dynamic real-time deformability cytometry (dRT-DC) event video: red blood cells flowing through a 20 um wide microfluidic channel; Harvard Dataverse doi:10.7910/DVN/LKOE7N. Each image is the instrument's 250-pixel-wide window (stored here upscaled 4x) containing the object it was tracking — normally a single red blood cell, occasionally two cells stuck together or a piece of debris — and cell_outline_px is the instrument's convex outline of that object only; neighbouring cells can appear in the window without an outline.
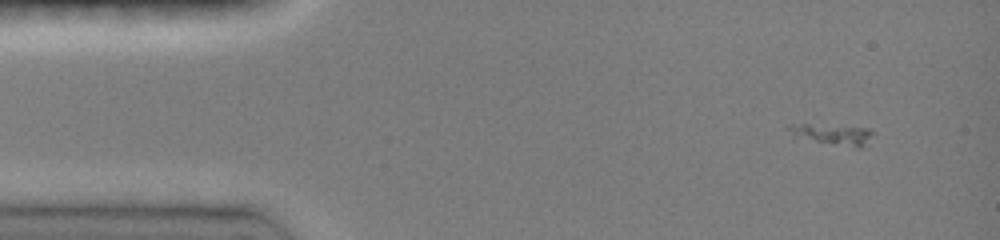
{"species": "common noctule bat (a hibernating species)", "species_latin": "Nyctalus noctula", "temperature_condition": "room temperature", "stored_images_in_passage": 10, "camera_frame_rate_fps": 3000, "um_per_image_px": 0.085, "animal": {"sex": "female", "body_mass_g": 19.0, "forearm_length_mm": 51.5}, "frame": {"image": 1, "passage_image": 2, "time_ms": 0.667, "image_size_px": [1000, 240], "cell_outline_px": [[872, 132], [860, 148], [856, 148], [792, 140], [788, 128], [788, 124], [808, 124], [868, 128]], "centroid_in_image_um": [70.54, 11.46], "position_along_channel_um": 14.5, "area_um2": 10.58}}
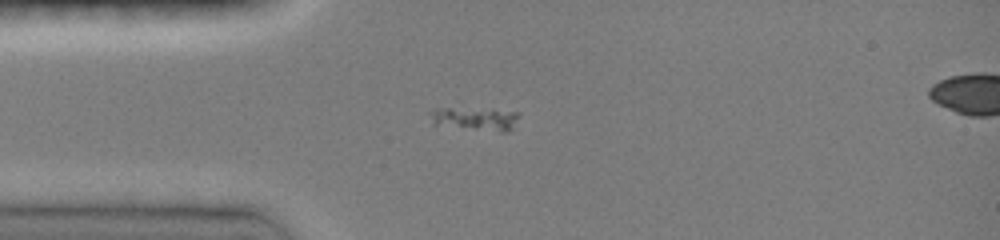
{"frame": {"image": 2, "passage_image": 7, "time_ms": 3.333, "image_size_px": [1000, 240], "cell_outline_px": [[520, 116], [512, 128], [508, 132], [500, 132], [432, 124], [428, 112], [436, 108], [448, 108], [520, 112]], "centroid_in_image_um": [40.37, 10.11], "position_along_channel_um": 44.6, "area_um2": 11.79}}